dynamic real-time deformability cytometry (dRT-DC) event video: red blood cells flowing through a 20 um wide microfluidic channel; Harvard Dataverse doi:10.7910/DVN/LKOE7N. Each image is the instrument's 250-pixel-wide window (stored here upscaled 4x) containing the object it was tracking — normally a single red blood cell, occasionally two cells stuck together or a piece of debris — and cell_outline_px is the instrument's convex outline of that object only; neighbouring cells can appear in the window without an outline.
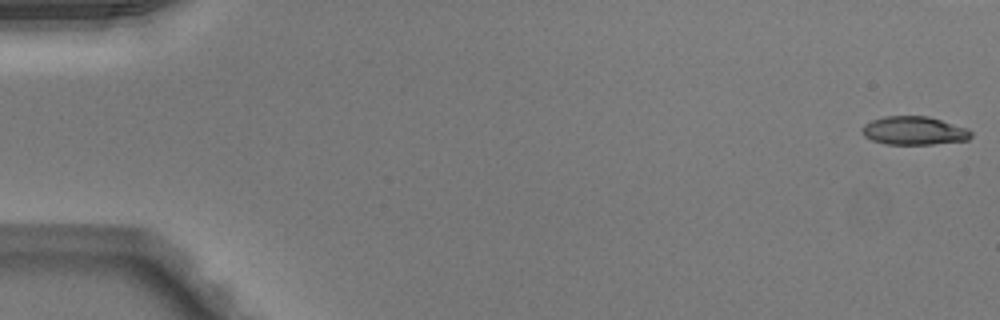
{"species": "Egyptian fruit bat (a non-hibernating species)", "species_latin": "Rousettus aegyptiacus", "temperature_condition": "warm", "stored_images_in_passage": 42, "camera_frame_rate_fps": 3000, "um_per_image_px": 0.085, "animal": {"sex": "male"}, "frame": {"image": 1, "passage_image": 1, "time_ms": 0.0, "image_size_px": [1000, 320], "cell_outline_px": [[972, 136], [968, 140], [932, 144], [884, 144], [872, 140], [864, 136], [860, 128], [864, 124], [872, 120], [884, 116], [928, 116], [968, 128], [972, 132]], "centroid_in_image_um": [77.69, 11.1], "position_along_channel_um": 7.3, "area_um2": 18.15}}
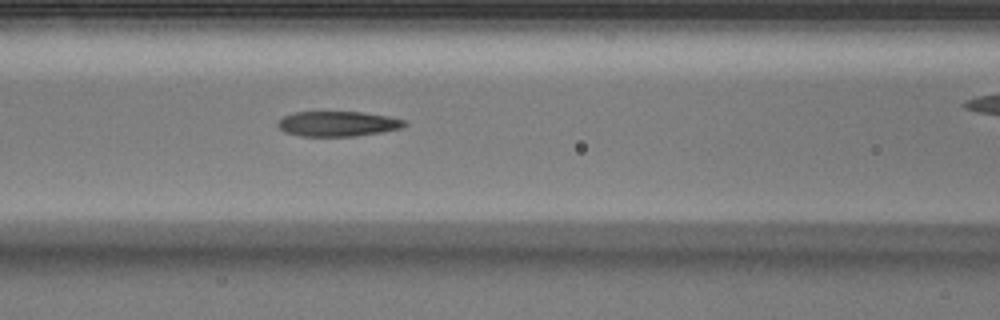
{"frame": {"image": 2, "passage_image": 22, "time_ms": 7.0, "image_size_px": [1000, 320], "cell_outline_px": [[408, 124], [400, 128], [380, 132], [356, 136], [300, 136], [284, 132], [276, 124], [284, 116], [292, 112], [360, 112], [388, 116], [404, 120]], "centroid_in_image_um": [28.68, 10.52], "position_along_channel_um": 137.9, "area_um2": 18.44}}
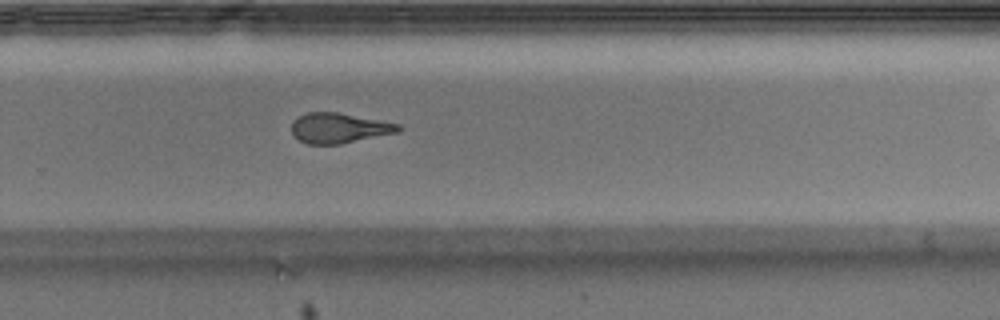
{"frame": {"image": 3, "passage_image": 34, "time_ms": 11.0, "image_size_px": [1000, 320], "cell_outline_px": [[404, 128], [400, 132], [340, 144], [308, 144], [300, 140], [292, 132], [292, 120], [308, 112], [336, 112], [380, 120], [400, 124]], "centroid_in_image_um": [28.86, 10.88], "position_along_channel_um": 300.9, "area_um2": 18.73}}